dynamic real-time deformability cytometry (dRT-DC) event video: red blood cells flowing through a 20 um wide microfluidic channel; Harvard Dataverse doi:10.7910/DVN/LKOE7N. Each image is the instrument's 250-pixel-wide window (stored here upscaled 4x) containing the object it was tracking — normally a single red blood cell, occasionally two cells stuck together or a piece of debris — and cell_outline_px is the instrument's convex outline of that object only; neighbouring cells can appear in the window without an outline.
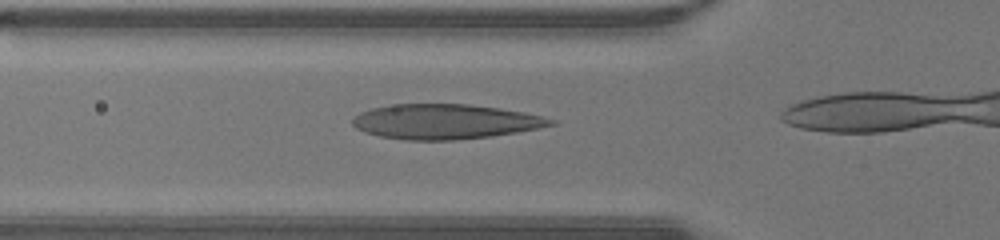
{"species": "human", "species_latin": "Homo sapiens", "temperature_condition": "warm", "stored_images_in_passage": 11, "camera_frame_rate_fps": 3000, "um_per_image_px": 0.085, "donor": {"sex": "male"}, "frame": {"image": 1, "passage_image": 7, "time_ms": 2.0, "image_size_px": [1000, 240], "cell_outline_px": [[556, 124], [540, 128], [516, 132], [488, 136], [452, 140], [404, 140], [380, 136], [364, 132], [356, 128], [352, 124], [352, 116], [360, 112], [372, 108], [396, 104], [468, 104], [500, 108], [524, 112], [556, 120]], "centroid_in_image_um": [37.8, 10.33], "position_along_channel_um": 88.0, "area_um2": 40.23}}
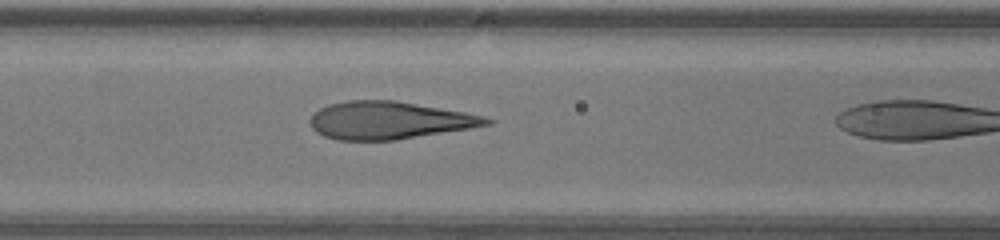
{"frame": {"image": 2, "passage_image": 10, "time_ms": 3.0, "image_size_px": [1000, 240], "cell_outline_px": [[496, 120], [492, 124], [396, 140], [336, 140], [324, 136], [316, 132], [312, 128], [308, 120], [320, 108], [328, 104], [344, 100], [396, 100], [464, 112], [484, 116]], "centroid_in_image_um": [33.05, 10.22], "position_along_channel_um": 133.6, "area_um2": 38.67}}